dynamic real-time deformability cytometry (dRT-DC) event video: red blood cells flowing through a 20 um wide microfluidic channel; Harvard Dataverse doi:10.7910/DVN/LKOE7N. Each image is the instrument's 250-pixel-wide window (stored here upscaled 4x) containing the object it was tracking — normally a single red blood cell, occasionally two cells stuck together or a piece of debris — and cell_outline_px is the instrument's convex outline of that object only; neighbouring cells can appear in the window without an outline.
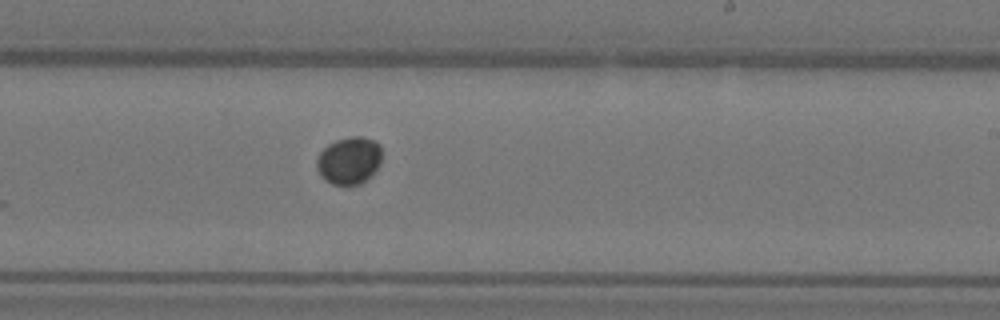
{"species": "Egyptian fruit bat (a non-hibernating species)", "species_latin": "Rousettus aegyptiacus", "temperature_condition": "warm", "stored_images_in_passage": 7, "segment_of_instrument_passage": [1, 2], "camera_frame_rate_fps": 3000, "um_per_image_px": 0.085, "animal": {"sex": "female"}, "frame": {"image": 1, "passage_image": 6, "time_ms": 1.667, "image_size_px": [1000, 320], "cell_outline_px": [[380, 164], [360, 184], [332, 184], [316, 168], [316, 160], [320, 152], [328, 144], [336, 140], [352, 136], [360, 136], [376, 140], [380, 144]], "centroid_in_image_um": [29.67, 13.6], "position_along_channel_um": 259.3, "area_um2": 17.57}}